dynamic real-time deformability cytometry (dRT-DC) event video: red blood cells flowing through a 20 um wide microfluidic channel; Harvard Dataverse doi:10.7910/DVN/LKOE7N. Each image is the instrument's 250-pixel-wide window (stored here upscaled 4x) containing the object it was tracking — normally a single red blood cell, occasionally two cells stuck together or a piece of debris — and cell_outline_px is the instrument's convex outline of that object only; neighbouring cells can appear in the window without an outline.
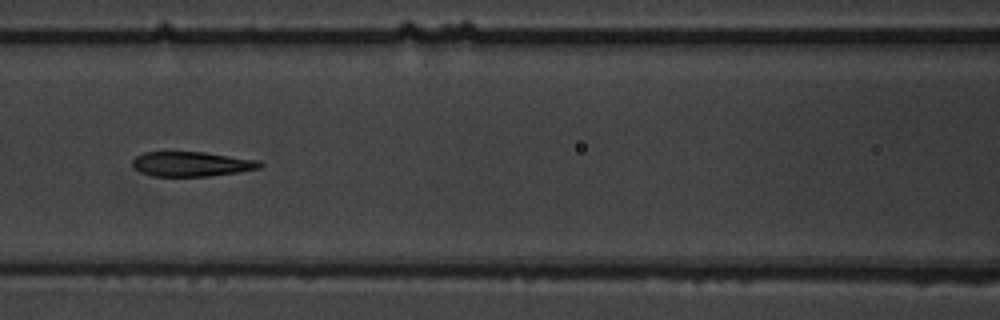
{"species": "common noctule bat (a hibernating species)", "species_latin": "Nyctalus noctula", "temperature_condition": "warm", "stored_images_in_passage": 9, "camera_frame_rate_fps": 3000, "um_per_image_px": 0.085, "animal": {"sex": "male", "body_mass_g": 19.5, "forearm_length_mm": 54.6}, "frame": {"image": 1, "passage_image": 6, "time_ms": 6.667, "image_size_px": [1000, 320], "cell_outline_px": [[264, 164], [260, 168], [236, 172], [208, 176], [152, 176], [140, 172], [132, 168], [132, 160], [136, 156], [144, 152], [204, 152], [260, 160]], "centroid_in_image_um": [16.26, 13.94], "position_along_channel_um": 150.3, "area_um2": 18.44}}
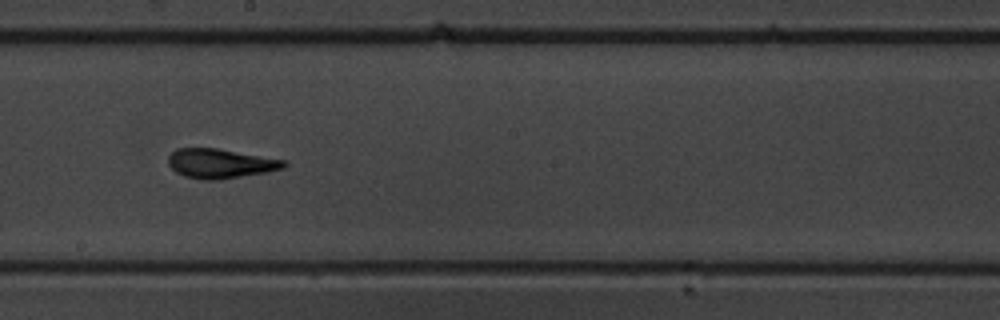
{"frame": {"image": 2, "passage_image": 8, "time_ms": 9.0, "image_size_px": [1000, 320], "cell_outline_px": [[288, 164], [284, 168], [264, 172], [216, 180], [204, 180], [184, 176], [176, 172], [168, 164], [168, 156], [176, 148], [216, 148], [288, 160]], "centroid_in_image_um": [18.73, 13.88], "position_along_channel_um": 229.5, "area_um2": 19.83}}
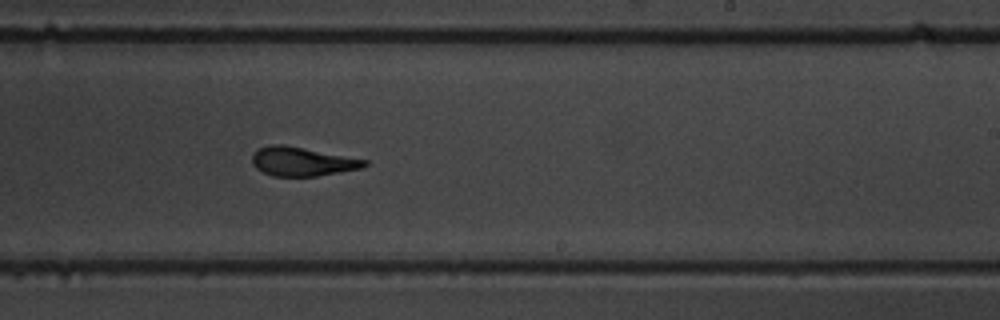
{"frame": {"image": 3, "passage_image": 9, "time_ms": 10.0, "image_size_px": [1000, 320], "cell_outline_px": [[368, 164], [364, 168], [316, 176], [272, 176], [256, 168], [252, 164], [252, 156], [256, 148], [272, 144], [284, 144], [368, 160]], "centroid_in_image_um": [25.67, 13.72], "position_along_channel_um": 263.3, "area_um2": 19.07}}